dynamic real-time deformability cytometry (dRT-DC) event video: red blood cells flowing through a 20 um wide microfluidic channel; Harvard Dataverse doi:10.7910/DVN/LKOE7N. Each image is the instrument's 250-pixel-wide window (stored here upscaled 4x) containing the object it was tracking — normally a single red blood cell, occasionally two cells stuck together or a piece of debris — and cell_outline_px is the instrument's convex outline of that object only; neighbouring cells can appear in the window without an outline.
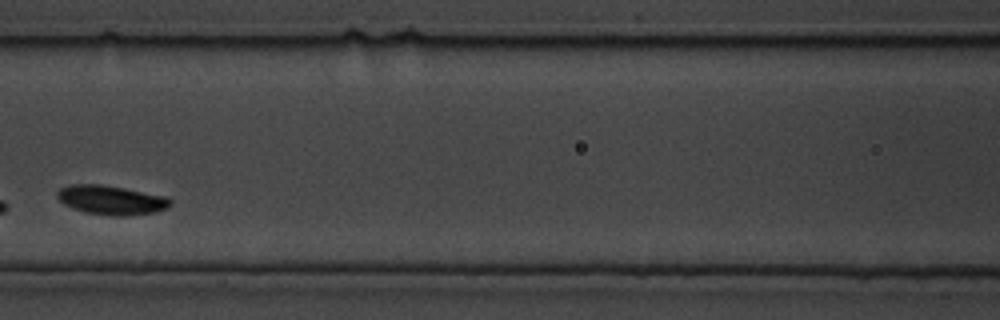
{"species": "common noctule bat (a hibernating species)", "species_latin": "Nyctalus noctula", "temperature_condition": "cold", "stored_images_in_passage": 16, "camera_frame_rate_fps": 3000, "um_per_image_px": 0.085, "animal": {"sex": "male", "body_mass_g": 19.5, "forearm_length_mm": 54.6}, "frame": {"image": 1, "passage_image": 5, "time_ms": 1.333, "image_size_px": [1000, 320], "cell_outline_px": [[172, 204], [168, 208], [156, 212], [124, 216], [112, 216], [84, 212], [72, 208], [64, 204], [56, 196], [56, 192], [60, 188], [72, 184], [100, 184], [124, 188], [164, 196], [172, 200]], "centroid_in_image_um": [9.45, 17.01], "position_along_channel_um": 157.2, "area_um2": 19.31}}